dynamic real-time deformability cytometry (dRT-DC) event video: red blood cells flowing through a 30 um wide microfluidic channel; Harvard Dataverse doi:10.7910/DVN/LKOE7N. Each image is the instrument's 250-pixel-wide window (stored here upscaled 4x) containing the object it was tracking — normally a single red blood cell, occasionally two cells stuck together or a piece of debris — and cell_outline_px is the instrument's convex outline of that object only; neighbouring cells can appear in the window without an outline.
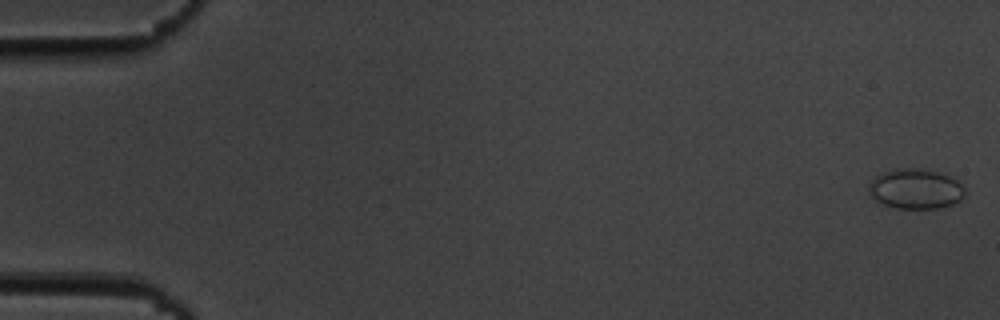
{"species": "common noctule bat (a hibernating species)", "species_latin": "Nyctalus noctula", "temperature_condition": "cold", "stored_images_in_passage": 55, "camera_frame_rate_fps": 3000, "um_per_image_px": 0.085, "animal": {"sex": "male", "body_mass_g": 19.5, "forearm_length_mm": 54.6}, "frame": {"image": 1, "passage_image": 1, "time_ms": 0.0, "image_size_px": [1000, 320], "cell_outline_px": [[964, 196], [960, 200], [952, 204], [940, 208], [896, 208], [884, 204], [876, 200], [868, 192], [868, 184], [876, 176], [884, 172], [896, 168], [924, 168], [956, 176], [964, 188]], "centroid_in_image_um": [77.86, 16.03], "position_along_channel_um": 7.1, "area_um2": 22.77}}
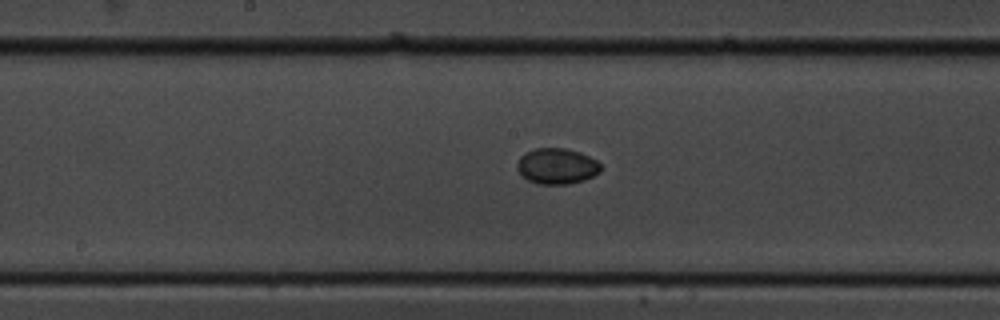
{"frame": {"image": 2, "passage_image": 29, "time_ms": 9.333, "image_size_px": [1000, 320], "cell_outline_px": [[600, 172], [584, 180], [568, 184], [536, 184], [528, 180], [516, 168], [516, 164], [520, 156], [524, 152], [536, 148], [564, 148], [580, 152], [596, 160], [600, 164]], "centroid_in_image_um": [47.31, 14.12], "position_along_channel_um": 200.9, "area_um2": 17.46}}
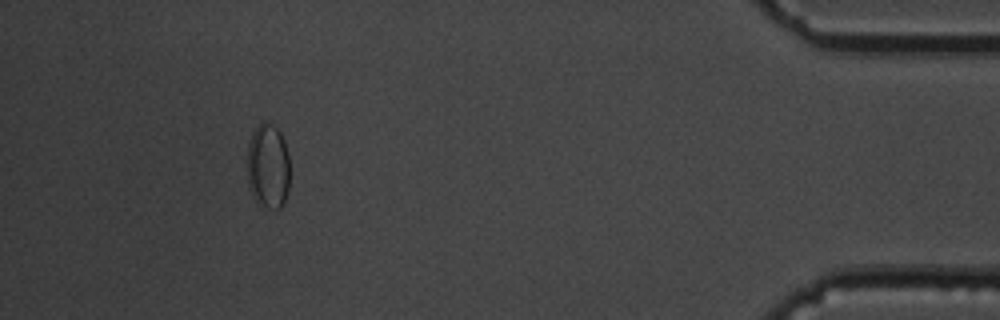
{"frame": {"image": 3, "passage_image": 51, "time_ms": 16.667, "image_size_px": [1000, 320], "cell_outline_px": [[288, 192], [284, 204], [280, 208], [268, 208], [252, 196], [248, 184], [248, 144], [252, 132], [264, 120], [272, 124], [280, 132], [284, 140], [288, 152]], "centroid_in_image_um": [22.79, 14.11], "position_along_channel_um": 412.4, "area_um2": 21.04}, "authors_computed_cell_mechanics": {"area_um2": 17.3978, "velocity_mm_per_s": 3.659, "shape_relaxation_time_tau1_ms": 3.1376, "shape_relaxation_time_tau2_ms": null, "deformation_change_tau1": 0.0438, "deformation_change_tau2": null}}